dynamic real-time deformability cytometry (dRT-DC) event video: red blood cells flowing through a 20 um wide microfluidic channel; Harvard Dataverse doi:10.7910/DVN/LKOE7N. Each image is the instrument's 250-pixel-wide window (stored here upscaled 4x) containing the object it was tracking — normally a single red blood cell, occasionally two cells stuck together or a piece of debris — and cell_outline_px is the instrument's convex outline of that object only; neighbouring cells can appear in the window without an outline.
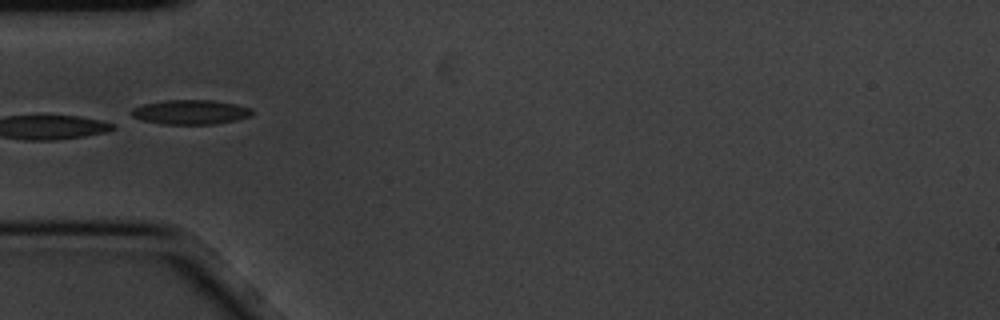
{"species": "common noctule bat (a hibernating species)", "species_latin": "Nyctalus noctula", "temperature_condition": "cold", "stored_images_in_passage": 2, "camera_frame_rate_fps": 3000, "um_per_image_px": 0.085, "animal": {"sex": "male", "body_mass_g": 20.1, "forearm_length_mm": 53.5}, "frame": {"image": 1, "passage_image": 2, "time_ms": 0.333, "image_size_px": [1000, 320], "cell_outline_px": [[252, 116], [236, 120], [212, 124], [164, 124], [144, 120], [132, 116], [128, 112], [132, 108], [144, 104], [164, 100], [212, 100], [236, 104], [252, 108]], "centroid_in_image_um": [16.2, 9.52], "position_along_channel_um": 68.8, "area_um2": 17.22}}